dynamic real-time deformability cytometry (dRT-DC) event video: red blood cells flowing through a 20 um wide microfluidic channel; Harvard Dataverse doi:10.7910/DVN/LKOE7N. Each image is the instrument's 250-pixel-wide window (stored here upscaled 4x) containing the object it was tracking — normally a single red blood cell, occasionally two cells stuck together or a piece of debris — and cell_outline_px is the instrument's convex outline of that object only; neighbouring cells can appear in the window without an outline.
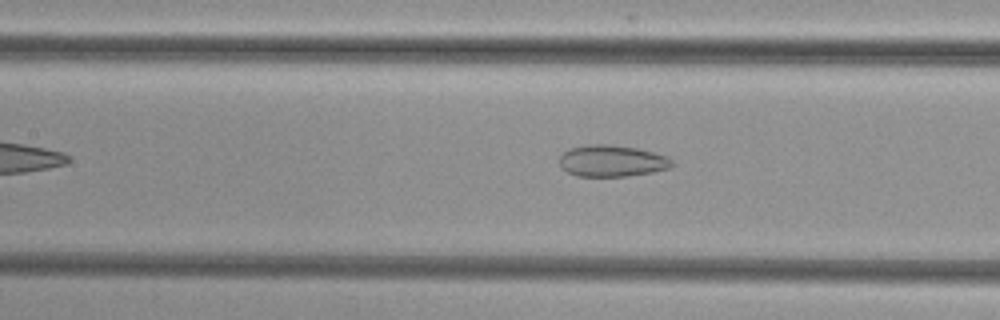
{"species": "common noctule bat (a hibernating species)", "species_latin": "Nyctalus noctula", "temperature_condition": "cold", "stored_images_in_passage": 42, "camera_frame_rate_fps": 3000, "um_per_image_px": 0.085, "animal": {"sex": "female", "body_mass_g": 29.2, "forearm_length_mm": 56.3}, "frame": {"image": 1, "passage_image": 14, "time_ms": 4.333, "image_size_px": [1000, 320], "cell_outline_px": [[672, 164], [668, 168], [652, 172], [624, 176], [576, 176], [560, 168], [560, 156], [568, 148], [584, 144], [612, 144], [636, 148], [668, 156], [672, 160]], "centroid_in_image_um": [51.96, 13.66], "position_along_channel_um": 155.4, "area_um2": 20.75}}
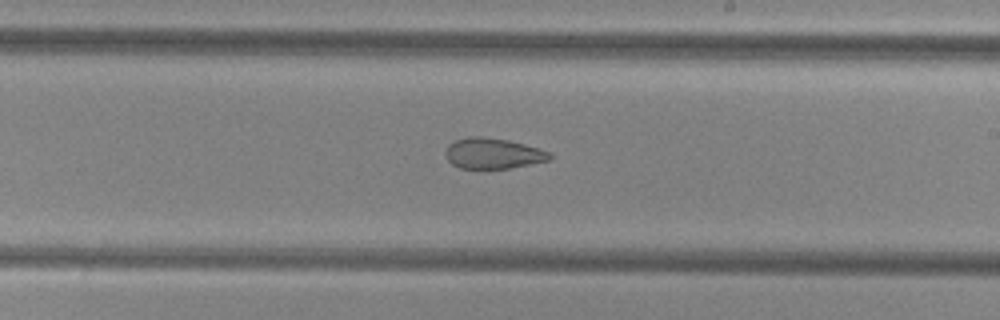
{"frame": {"image": 2, "passage_image": 21, "time_ms": 6.667, "image_size_px": [1000, 320], "cell_outline_px": [[552, 160], [508, 168], [460, 168], [452, 164], [448, 160], [444, 152], [448, 144], [456, 140], [468, 136], [480, 136], [508, 140], [540, 148], [552, 152]], "centroid_in_image_um": [41.92, 13.03], "position_along_channel_um": 247.1, "area_um2": 18.73}}
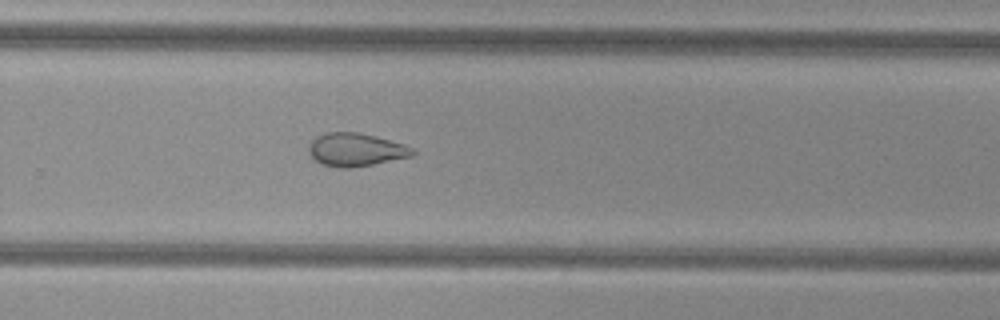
{"frame": {"image": 3, "passage_image": 25, "time_ms": 8.0, "image_size_px": [1000, 320], "cell_outline_px": [[416, 152], [412, 156], [352, 168], [340, 168], [324, 164], [316, 160], [308, 152], [308, 148], [312, 140], [316, 136], [324, 132], [356, 132], [376, 136], [404, 144], [416, 148]], "centroid_in_image_um": [30.26, 12.71], "position_along_channel_um": 299.5, "area_um2": 20.06}}